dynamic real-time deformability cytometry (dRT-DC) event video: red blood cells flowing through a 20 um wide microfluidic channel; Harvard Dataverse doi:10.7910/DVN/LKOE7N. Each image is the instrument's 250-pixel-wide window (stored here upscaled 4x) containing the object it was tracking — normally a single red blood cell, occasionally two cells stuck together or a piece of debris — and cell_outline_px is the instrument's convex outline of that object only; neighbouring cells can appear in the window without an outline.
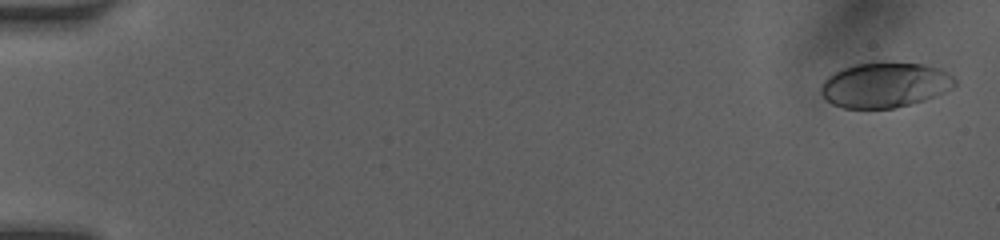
{"species": "human", "species_latin": "Homo sapiens", "temperature_condition": "room temperature", "stored_images_in_passage": 50, "camera_frame_rate_fps": 3000, "um_per_image_px": 0.085, "donor": {"sex": "female"}, "frame": {"image": 1, "passage_image": 2, "time_ms": 0.333, "image_size_px": [1000, 240], "cell_outline_px": [[956, 84], [952, 88], [936, 96], [924, 100], [892, 108], [844, 108], [832, 104], [824, 100], [820, 92], [820, 88], [824, 80], [828, 76], [852, 64], [920, 64], [940, 68], [948, 72], [956, 80]], "centroid_in_image_um": [75.2, 7.25], "position_along_channel_um": 9.8, "area_um2": 34.74}}
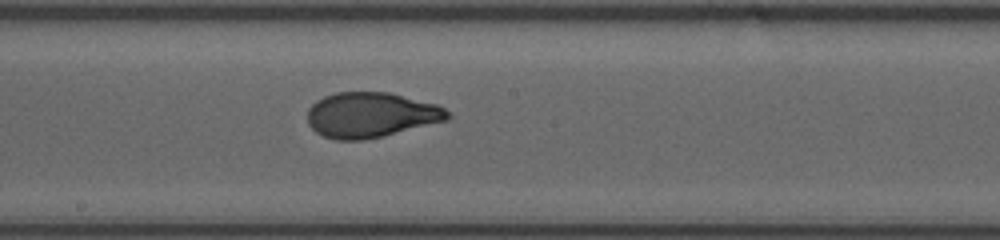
{"frame": {"image": 2, "passage_image": 29, "time_ms": 9.333, "image_size_px": [1000, 240], "cell_outline_px": [[452, 116], [448, 120], [384, 136], [364, 140], [336, 140], [324, 136], [316, 132], [308, 124], [308, 108], [316, 100], [324, 96], [336, 92], [388, 92], [436, 104], [452, 112]], "centroid_in_image_um": [31.54, 9.77], "position_along_channel_um": 216.7, "area_um2": 37.11}}
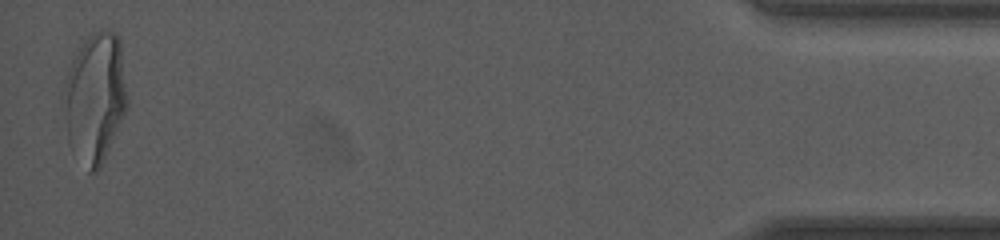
{"frame": {"image": 3, "passage_image": 50, "time_ms": 16.333, "image_size_px": [1000, 240], "cell_outline_px": [[128, 108], [100, 168], [96, 172], [88, 172], [68, 144], [60, 96], [68, 68], [72, 60], [88, 36], [92, 32], [116, 32], [120, 36], [128, 100]], "centroid_in_image_um": [8.06, 8.34], "position_along_channel_um": 427.1, "area_um2": 48.96}, "authors_computed_cell_mechanics": {"area_um2": 36.7897, "velocity_mm_per_s": 4.1654, "shape_relaxation_time_tau1_ms": 4.8535, "shape_relaxation_time_tau2_ms": null, "deformation_change_tau1": 0.2111, "deformation_change_tau2": null}}